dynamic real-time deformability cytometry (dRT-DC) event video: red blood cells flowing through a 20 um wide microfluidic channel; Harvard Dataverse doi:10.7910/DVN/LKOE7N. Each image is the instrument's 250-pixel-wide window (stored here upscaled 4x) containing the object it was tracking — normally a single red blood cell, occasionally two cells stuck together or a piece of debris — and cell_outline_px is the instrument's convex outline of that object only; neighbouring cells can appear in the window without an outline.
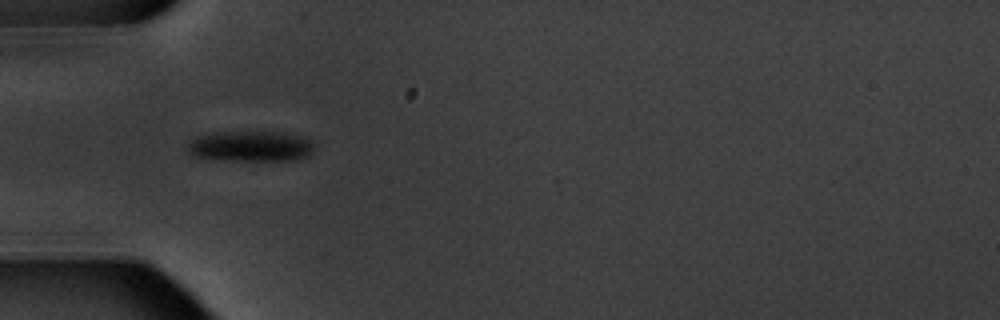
{"species": "common noctule bat (a hibernating species)", "species_latin": "Nyctalus noctula", "temperature_condition": "warm", "stored_images_in_passage": 9, "camera_frame_rate_fps": 3000, "um_per_image_px": 0.085, "animal": {"sex": "male", "body_mass_g": 20.1, "forearm_length_mm": 53.5}, "frame": {"image": 1, "passage_image": 4, "time_ms": 3.667, "image_size_px": [1000, 320], "cell_outline_px": [[316, 148], [308, 156], [296, 160], [228, 160], [192, 156], [188, 152], [188, 144], [196, 136], [216, 132], [284, 132], [308, 136], [312, 140]], "centroid_in_image_um": [21.39, 12.42], "position_along_channel_um": 63.6, "area_um2": 22.95}}